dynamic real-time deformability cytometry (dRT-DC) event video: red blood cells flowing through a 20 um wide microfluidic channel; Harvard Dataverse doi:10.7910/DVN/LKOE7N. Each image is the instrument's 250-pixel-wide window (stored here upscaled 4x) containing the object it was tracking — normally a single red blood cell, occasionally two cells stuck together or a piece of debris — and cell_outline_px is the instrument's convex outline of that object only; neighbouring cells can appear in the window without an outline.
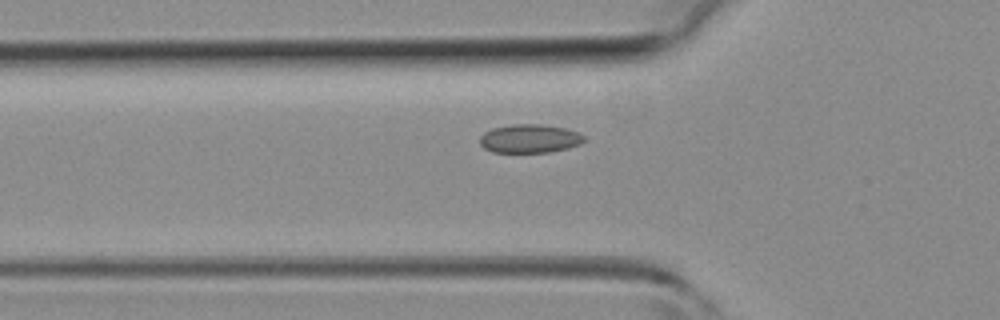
{"species": "common noctule bat (a hibernating species)", "species_latin": "Nyctalus noctula", "temperature_condition": "room temperature", "stored_images_in_passage": 35, "camera_frame_rate_fps": 3000, "um_per_image_px": 0.085, "animal": {"sex": "female", "body_mass_g": 19.3, "forearm_length_mm": 54.1}, "frame": {"image": 1, "passage_image": 6, "time_ms": 1.667, "image_size_px": [1000, 320], "cell_outline_px": [[584, 140], [580, 144], [568, 148], [548, 152], [492, 152], [484, 148], [480, 144], [480, 136], [484, 132], [492, 128], [512, 124], [540, 124], [564, 128], [576, 132], [584, 136]], "centroid_in_image_um": [44.98, 11.78], "position_along_channel_um": 80.8, "area_um2": 17.28}}
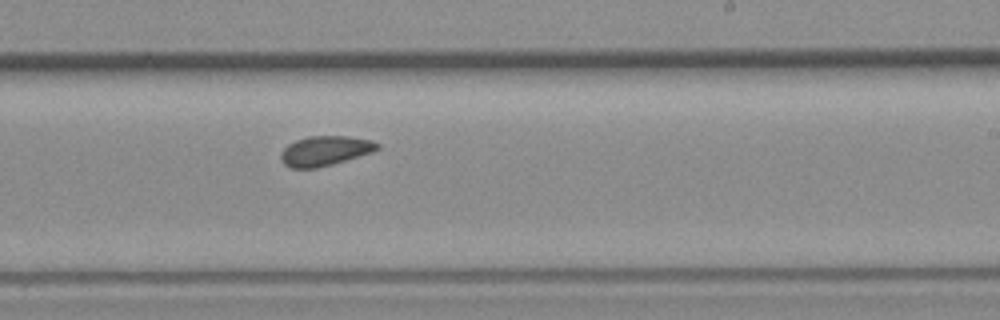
{"frame": {"image": 2, "passage_image": 18, "time_ms": 5.667, "image_size_px": [1000, 320], "cell_outline_px": [[380, 148], [372, 152], [332, 164], [316, 168], [292, 168], [284, 164], [280, 160], [280, 152], [288, 144], [296, 140], [308, 136], [348, 136], [372, 140], [380, 144]], "centroid_in_image_um": [27.61, 12.81], "position_along_channel_um": 261.4, "area_um2": 16.76}}
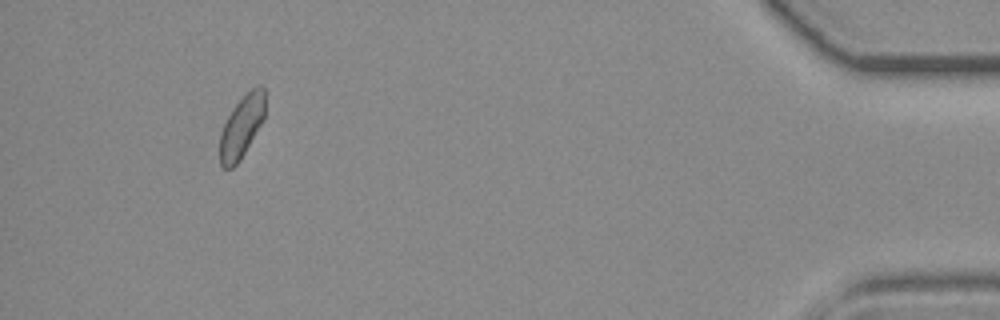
{"frame": {"image": 3, "passage_image": 33, "time_ms": 10.667, "image_size_px": [1000, 320], "cell_outline_px": [[264, 120], [240, 160], [232, 168], [224, 168], [220, 164], [220, 132], [232, 108], [256, 84], [260, 84], [264, 88]], "centroid_in_image_um": [20.54, 10.76], "position_along_channel_um": 414.7, "area_um2": 16.3}}